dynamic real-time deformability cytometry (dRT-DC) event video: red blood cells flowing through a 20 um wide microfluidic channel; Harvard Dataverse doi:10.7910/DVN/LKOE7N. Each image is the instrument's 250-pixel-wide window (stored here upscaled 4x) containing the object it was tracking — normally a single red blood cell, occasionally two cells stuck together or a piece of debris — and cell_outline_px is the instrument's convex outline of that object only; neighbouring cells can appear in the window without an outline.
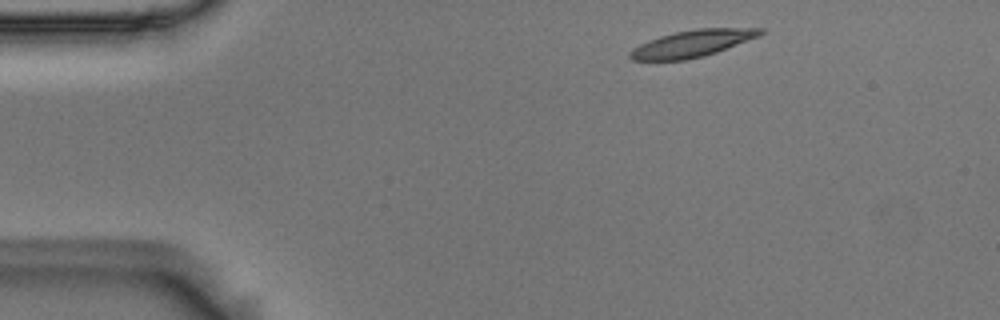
{"species": "Egyptian fruit bat (a non-hibernating species)", "species_latin": "Rousettus aegyptiacus", "temperature_condition": "room temperature", "stored_images_in_passage": 2, "camera_frame_rate_fps": 3000, "um_per_image_px": 0.085, "animal": {"sex": "male"}, "frame": {"image": 1, "passage_image": 1, "time_ms": 0.0, "image_size_px": [1000, 320], "cell_outline_px": [[764, 32], [760, 36], [716, 52], [704, 56], [688, 60], [632, 60], [628, 56], [628, 52], [632, 48], [648, 40], [660, 36], [676, 32], [696, 28], [764, 28]], "centroid_in_image_um": [58.83, 3.7], "position_along_channel_um": 26.2, "area_um2": 20.46}}